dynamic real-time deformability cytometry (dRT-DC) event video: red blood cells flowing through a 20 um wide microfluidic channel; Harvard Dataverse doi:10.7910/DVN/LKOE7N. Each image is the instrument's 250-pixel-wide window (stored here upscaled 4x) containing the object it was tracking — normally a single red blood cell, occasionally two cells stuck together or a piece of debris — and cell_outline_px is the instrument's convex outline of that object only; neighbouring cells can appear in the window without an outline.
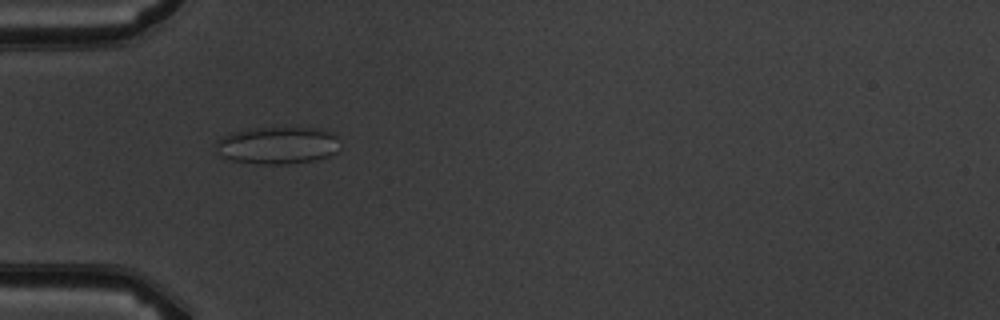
{"species": "common noctule bat (a hibernating species)", "species_latin": "Nyctalus noctula", "temperature_condition": "warm", "stored_images_in_passage": 4, "camera_frame_rate_fps": 3000, "um_per_image_px": 0.085, "animal": {"sex": "male", "body_mass_g": 19.5, "forearm_length_mm": 54.6}, "frame": {"image": 1, "passage_image": 3, "time_ms": 2.333, "image_size_px": [1000, 320], "cell_outline_px": [[336, 152], [328, 156], [316, 160], [288, 164], [260, 164], [232, 160], [220, 156], [216, 144], [216, 140], [228, 132], [252, 128], [324, 128], [332, 132], [336, 136]], "centroid_in_image_um": [23.56, 12.34], "position_along_channel_um": 61.4, "area_um2": 27.05}}
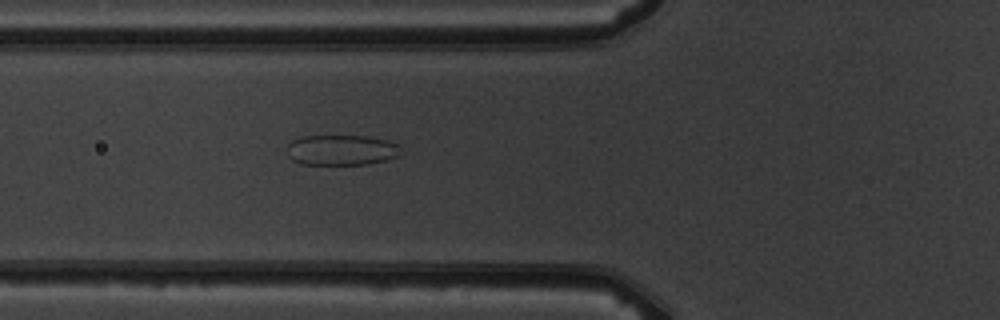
{"frame": {"image": 2, "passage_image": 4, "time_ms": 3.333, "image_size_px": [1000, 320], "cell_outline_px": [[404, 152], [400, 156], [388, 160], [368, 164], [300, 164], [292, 160], [288, 156], [284, 148], [292, 140], [304, 136], [364, 136], [388, 140], [404, 148]], "centroid_in_image_um": [29.05, 12.76], "position_along_channel_um": 96.7, "area_um2": 20.63}}